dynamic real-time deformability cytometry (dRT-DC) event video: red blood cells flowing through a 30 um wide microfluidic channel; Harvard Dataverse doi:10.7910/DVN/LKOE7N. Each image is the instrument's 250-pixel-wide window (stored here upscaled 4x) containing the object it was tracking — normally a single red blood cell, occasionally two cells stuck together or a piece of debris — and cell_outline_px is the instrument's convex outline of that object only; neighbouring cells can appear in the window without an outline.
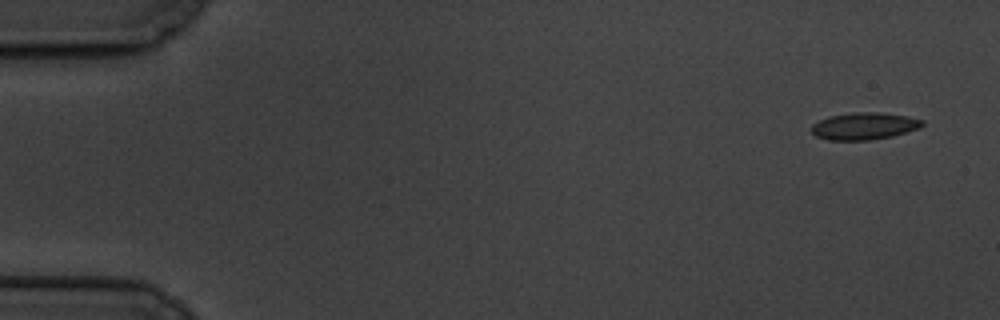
{"species": "common noctule bat (a hibernating species)", "species_latin": "Nyctalus noctula", "temperature_condition": "cold", "stored_images_in_passage": 6, "camera_frame_rate_fps": 3000, "um_per_image_px": 0.085, "animal": {"sex": "male", "body_mass_g": 19.5, "forearm_length_mm": 54.6}, "frame": {"image": 1, "passage_image": 1, "time_ms": 0.0, "image_size_px": [1000, 320], "cell_outline_px": [[924, 124], [920, 128], [892, 136], [868, 140], [828, 140], [816, 136], [812, 132], [812, 124], [828, 116], [856, 112], [880, 112], [908, 116], [924, 120]], "centroid_in_image_um": [73.47, 10.71], "position_along_channel_um": 11.5, "area_um2": 17.51}}